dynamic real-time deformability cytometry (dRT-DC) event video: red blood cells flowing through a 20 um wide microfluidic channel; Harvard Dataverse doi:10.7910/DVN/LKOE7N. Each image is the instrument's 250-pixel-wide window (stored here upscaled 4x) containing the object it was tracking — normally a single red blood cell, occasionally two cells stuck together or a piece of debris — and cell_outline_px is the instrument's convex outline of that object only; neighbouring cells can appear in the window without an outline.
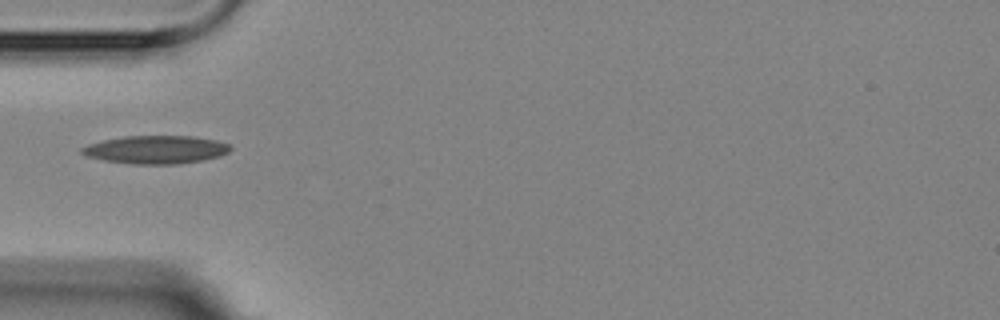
{"species": "Egyptian fruit bat (a non-hibernating species)", "species_latin": "Rousettus aegyptiacus", "temperature_condition": "room temperature", "stored_images_in_passage": 4, "camera_frame_rate_fps": 3000, "um_per_image_px": 0.085, "animal": {"sex": "female"}, "frame": {"image": 1, "passage_image": 4, "time_ms": 5.333, "image_size_px": [1000, 320], "cell_outline_px": [[232, 148], [228, 152], [220, 156], [200, 160], [176, 164], [136, 164], [104, 160], [88, 156], [80, 152], [80, 148], [88, 144], [104, 140], [124, 136], [192, 136], [216, 140], [228, 144]], "centroid_in_image_um": [13.25, 12.71], "position_along_channel_um": 71.8, "area_um2": 24.1}}